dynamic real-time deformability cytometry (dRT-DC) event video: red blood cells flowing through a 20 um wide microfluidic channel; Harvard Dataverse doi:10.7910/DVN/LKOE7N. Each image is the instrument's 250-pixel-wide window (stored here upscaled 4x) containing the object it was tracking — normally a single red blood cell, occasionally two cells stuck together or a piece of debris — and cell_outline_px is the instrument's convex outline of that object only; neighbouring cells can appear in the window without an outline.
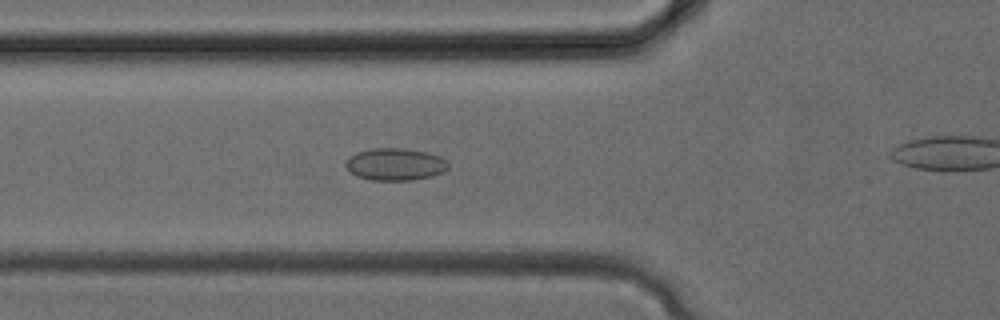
{"species": "common noctule bat (a hibernating species)", "species_latin": "Nyctalus noctula", "temperature_condition": "cold", "stored_images_in_passage": 27, "camera_frame_rate_fps": 3000, "um_per_image_px": 0.085, "animal": {"sex": "female", "body_mass_g": 24.6, "forearm_length_mm": 56.2}, "frame": {"image": 1, "passage_image": 12, "time_ms": 3.667, "image_size_px": [1000, 320], "cell_outline_px": [[448, 168], [444, 172], [432, 176], [412, 180], [372, 180], [356, 176], [344, 164], [348, 156], [356, 152], [372, 148], [404, 148], [428, 152], [440, 156], [448, 160]], "centroid_in_image_um": [33.61, 13.95], "position_along_channel_um": 92.2, "area_um2": 19.48}}
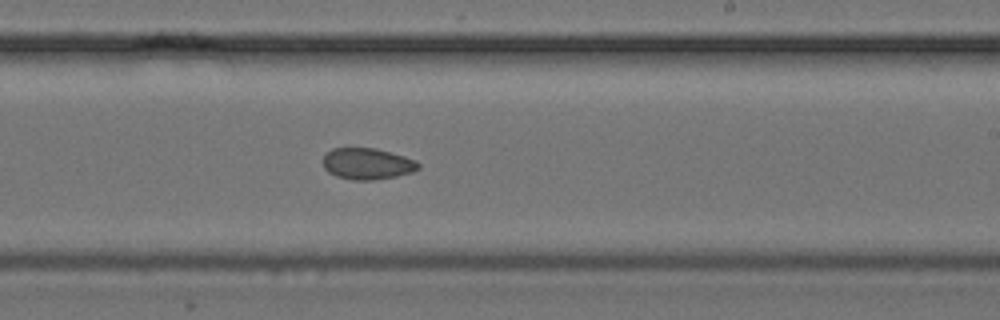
{"frame": {"image": 2, "passage_image": 20, "time_ms": 6.333, "image_size_px": [1000, 320], "cell_outline_px": [[420, 168], [412, 172], [396, 176], [372, 180], [352, 180], [336, 176], [328, 172], [324, 168], [324, 156], [332, 148], [376, 148], [404, 156], [416, 160], [420, 164]], "centroid_in_image_um": [31.23, 13.92], "position_along_channel_um": 257.8, "area_um2": 17.4}}
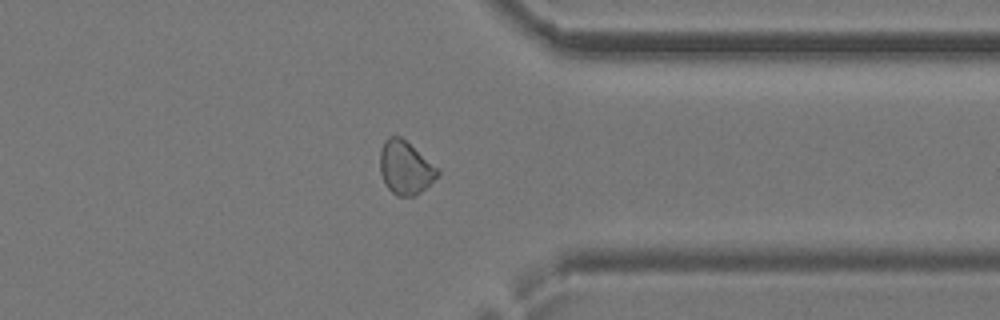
{"frame": {"image": 3, "passage_image": 26, "time_ms": 8.333, "image_size_px": [1000, 320], "cell_outline_px": [[440, 176], [416, 196], [396, 196], [384, 184], [380, 172], [380, 148], [384, 140], [388, 136], [400, 136], [440, 168]], "centroid_in_image_um": [34.47, 14.26], "position_along_channel_um": 376.9, "area_um2": 18.32}}